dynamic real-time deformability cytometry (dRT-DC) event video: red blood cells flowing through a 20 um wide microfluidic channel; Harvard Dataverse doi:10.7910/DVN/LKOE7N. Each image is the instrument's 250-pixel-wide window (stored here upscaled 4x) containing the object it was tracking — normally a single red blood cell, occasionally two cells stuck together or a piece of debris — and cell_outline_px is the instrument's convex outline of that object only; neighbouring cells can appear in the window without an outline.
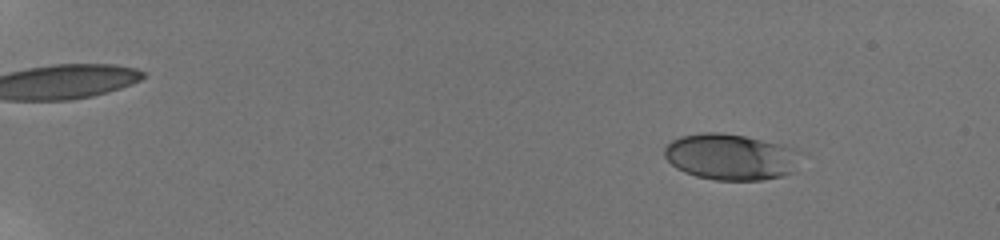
{"species": "human", "species_latin": "Homo sapiens", "temperature_condition": "room temperature", "stored_images_in_passage": 60, "camera_frame_rate_fps": 3000, "um_per_image_px": 0.085, "donor": {"sex": "male"}, "frame": {"image": 1, "passage_image": 10, "time_ms": 3.0, "image_size_px": [1000, 240], "cell_outline_px": [[800, 152], [796, 172], [784, 176], [760, 180], [716, 180], [696, 176], [684, 172], [676, 168], [664, 156], [664, 148], [672, 140], [680, 136], [700, 132], [720, 132], [744, 136], [784, 144], [800, 148]], "centroid_in_image_um": [62.16, 13.33], "position_along_channel_um": 22.8, "area_um2": 37.22}}
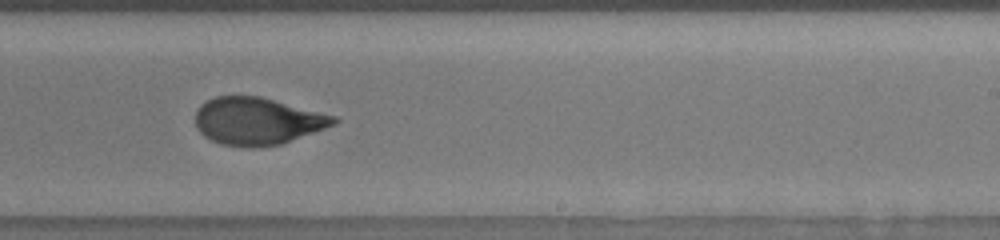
{"frame": {"image": 2, "passage_image": 42, "time_ms": 13.667, "image_size_px": [1000, 240], "cell_outline_px": [[340, 120], [336, 124], [280, 144], [252, 148], [248, 148], [220, 144], [204, 136], [196, 128], [196, 108], [200, 104], [216, 96], [260, 96], [336, 116]], "centroid_in_image_um": [21.85, 10.29], "position_along_channel_um": 267.1, "area_um2": 38.15}}
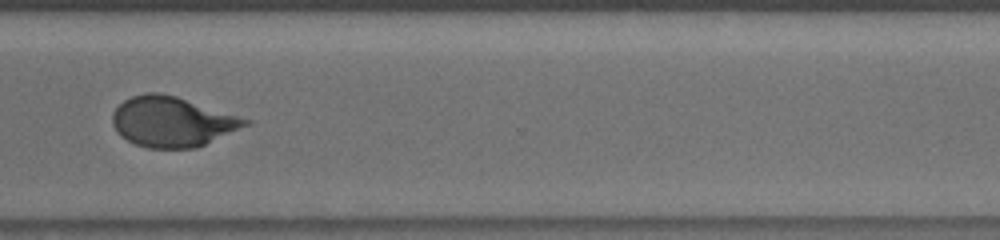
{"frame": {"image": 3, "passage_image": 49, "time_ms": 16.0, "image_size_px": [1000, 240], "cell_outline_px": [[252, 124], [196, 148], [148, 148], [136, 144], [120, 136], [116, 132], [112, 124], [112, 112], [124, 100], [132, 96], [144, 92], [160, 92], [176, 96], [252, 120]], "centroid_in_image_um": [14.64, 10.34], "position_along_channel_um": 356.0, "area_um2": 38.96}, "authors_computed_cell_mechanics": {"area_um2": 37.57, "velocity_mm_per_s": 3.8059, "shape_relaxation_time_tau1_ms": 4.8324, "shape_relaxation_time_tau2_ms": 1.0314, "deformation_change_tau1": 0.2112, "deformation_change_tau2": 0.0738}}